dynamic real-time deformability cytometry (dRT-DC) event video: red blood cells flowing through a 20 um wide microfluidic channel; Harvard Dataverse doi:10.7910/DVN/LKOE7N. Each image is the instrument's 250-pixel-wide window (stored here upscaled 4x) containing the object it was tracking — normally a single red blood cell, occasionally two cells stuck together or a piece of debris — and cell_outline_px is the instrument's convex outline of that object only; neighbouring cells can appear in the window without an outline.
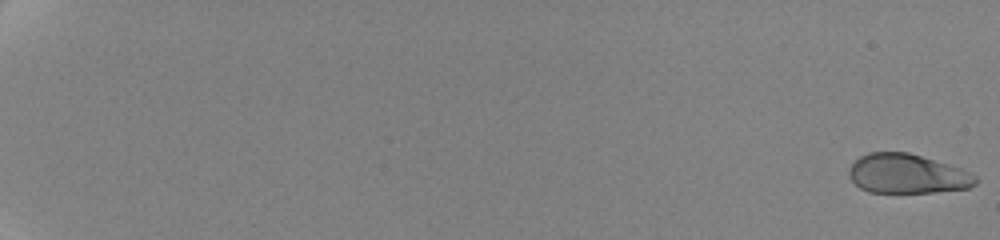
{"species": "human", "species_latin": "Homo sapiens", "temperature_condition": "cold", "stored_images_in_passage": 19, "camera_frame_rate_fps": 3000, "um_per_image_px": 0.085, "donor": {"sex": "female"}, "frame": {"image": 1, "passage_image": 1, "time_ms": 0.0, "image_size_px": [1000, 240], "cell_outline_px": [[976, 184], [968, 188], [932, 192], [868, 192], [860, 188], [848, 176], [848, 168], [860, 156], [868, 152], [908, 152], [960, 168], [976, 176]], "centroid_in_image_um": [77.07, 14.77], "position_along_channel_um": 7.9, "area_um2": 28.84}}
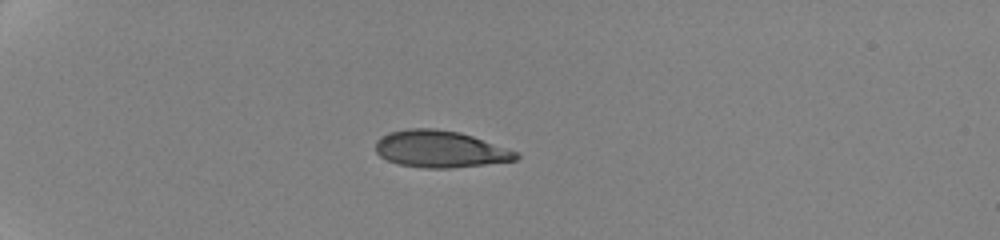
{"frame": {"image": 2, "passage_image": 16, "time_ms": 6.333, "image_size_px": [1000, 240], "cell_outline_px": [[520, 156], [516, 160], [484, 164], [448, 168], [424, 168], [400, 164], [388, 160], [380, 156], [376, 152], [376, 140], [392, 132], [408, 128], [432, 128], [460, 132], [520, 152]], "centroid_in_image_um": [37.44, 12.67], "position_along_channel_um": 47.6, "area_um2": 29.94}}
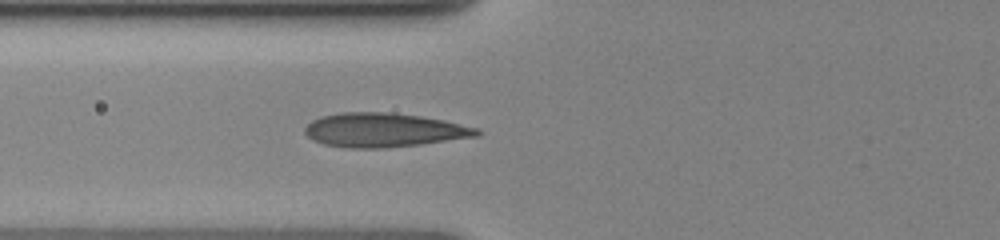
{"frame": {"image": 3, "passage_image": 19, "time_ms": 9.0, "image_size_px": [1000, 240], "cell_outline_px": [[484, 132], [480, 136], [420, 144], [384, 148], [348, 148], [324, 144], [312, 140], [304, 132], [304, 128], [312, 120], [320, 116], [344, 112], [388, 112], [420, 116], [444, 120], [480, 128]], "centroid_in_image_um": [32.66, 11.05], "position_along_channel_um": 93.1, "area_um2": 34.33}}